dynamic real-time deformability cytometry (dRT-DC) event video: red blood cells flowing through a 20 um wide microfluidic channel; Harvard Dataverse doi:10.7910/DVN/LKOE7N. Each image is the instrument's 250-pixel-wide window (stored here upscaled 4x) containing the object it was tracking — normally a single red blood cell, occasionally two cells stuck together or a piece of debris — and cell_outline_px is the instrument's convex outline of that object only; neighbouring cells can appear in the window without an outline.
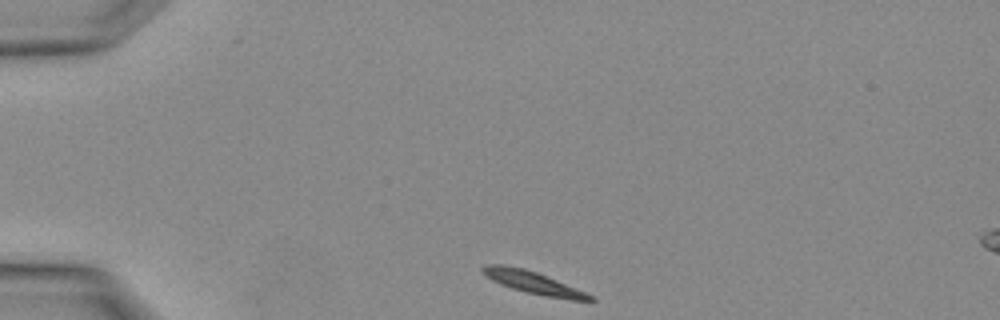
{"species": "Egyptian fruit bat (a non-hibernating species)", "species_latin": "Rousettus aegyptiacus", "temperature_condition": "warm", "stored_images_in_passage": 2, "camera_frame_rate_fps": 3000, "um_per_image_px": 0.085, "animal": {"sex": "female"}, "frame": {"image": 1, "passage_image": 1, "time_ms": 0.0, "image_size_px": [1000, 320], "cell_outline_px": [[596, 300], [572, 300], [524, 292], [500, 284], [484, 276], [480, 272], [480, 268], [484, 264], [500, 264], [524, 268], [536, 272], [556, 280], [584, 292], [592, 296]], "centroid_in_image_um": [45.19, 23.99], "position_along_channel_um": 39.8, "area_um2": 13.81}}